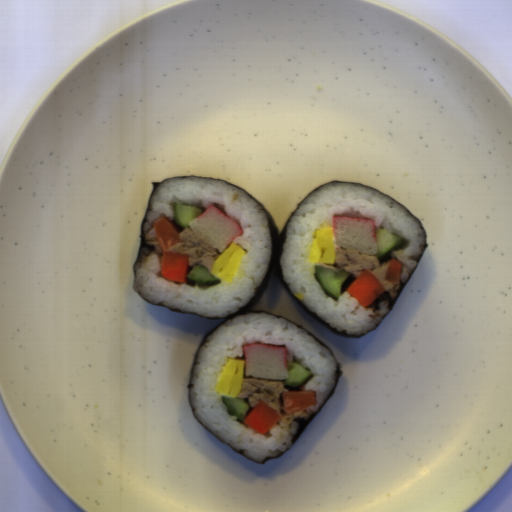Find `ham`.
I'll use <instances>...</instances> for the list:
<instances>
[{
  "label": "ham",
  "mask_w": 512,
  "mask_h": 512,
  "mask_svg": "<svg viewBox=\"0 0 512 512\" xmlns=\"http://www.w3.org/2000/svg\"><path fill=\"white\" fill-rule=\"evenodd\" d=\"M145 242H146V244L154 245V247H155V252H157V253H159L160 255H162V256H163V249H162V247H161V245H160L159 241H157V240H154V239H153V240H147V241H145Z\"/></svg>",
  "instance_id": "ham-4"
},
{
  "label": "ham",
  "mask_w": 512,
  "mask_h": 512,
  "mask_svg": "<svg viewBox=\"0 0 512 512\" xmlns=\"http://www.w3.org/2000/svg\"><path fill=\"white\" fill-rule=\"evenodd\" d=\"M333 264H321L328 269L335 271L344 270L351 273L354 277H358L365 270L374 275L385 287L383 292H387L393 299L396 297L397 291L401 288L400 284H391L386 281L387 270L389 268L388 261L379 262L376 255H358L352 249H337Z\"/></svg>",
  "instance_id": "ham-1"
},
{
  "label": "ham",
  "mask_w": 512,
  "mask_h": 512,
  "mask_svg": "<svg viewBox=\"0 0 512 512\" xmlns=\"http://www.w3.org/2000/svg\"><path fill=\"white\" fill-rule=\"evenodd\" d=\"M288 392L284 382L264 379L241 380L240 393L237 397L246 399L249 406L253 407L258 401H264L278 414H282V393Z\"/></svg>",
  "instance_id": "ham-3"
},
{
  "label": "ham",
  "mask_w": 512,
  "mask_h": 512,
  "mask_svg": "<svg viewBox=\"0 0 512 512\" xmlns=\"http://www.w3.org/2000/svg\"><path fill=\"white\" fill-rule=\"evenodd\" d=\"M179 237L182 242L166 251L189 255L188 266L203 265L211 272L215 262L219 259L220 253L190 228L183 230Z\"/></svg>",
  "instance_id": "ham-2"
}]
</instances>
